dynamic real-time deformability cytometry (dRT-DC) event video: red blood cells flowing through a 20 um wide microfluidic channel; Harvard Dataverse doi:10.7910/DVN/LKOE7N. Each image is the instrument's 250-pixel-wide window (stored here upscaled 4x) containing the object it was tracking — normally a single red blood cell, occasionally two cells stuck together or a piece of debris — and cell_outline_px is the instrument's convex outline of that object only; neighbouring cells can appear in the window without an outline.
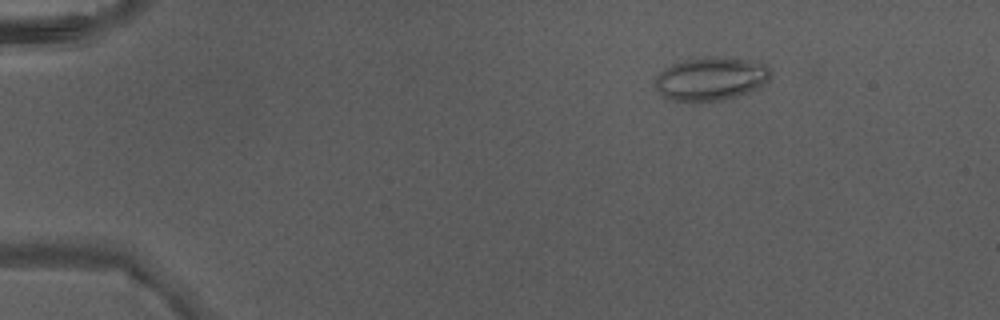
{"species": "Egyptian fruit bat (a non-hibernating species)", "species_latin": "Rousettus aegyptiacus", "temperature_condition": "warm", "stored_images_in_passage": 4, "camera_frame_rate_fps": 3000, "um_per_image_px": 0.085, "animal": {"sex": "male"}, "frame": {"image": 1, "passage_image": 2, "time_ms": 0.333, "image_size_px": [1000, 320], "cell_outline_px": [[772, 72], [768, 80], [760, 88], [724, 100], [668, 100], [652, 84], [652, 80], [664, 68], [672, 64], [684, 60], [708, 56], [712, 56], [752, 60], [768, 64]], "centroid_in_image_um": [60.44, 6.67], "position_along_channel_um": 24.6, "area_um2": 29.42}}